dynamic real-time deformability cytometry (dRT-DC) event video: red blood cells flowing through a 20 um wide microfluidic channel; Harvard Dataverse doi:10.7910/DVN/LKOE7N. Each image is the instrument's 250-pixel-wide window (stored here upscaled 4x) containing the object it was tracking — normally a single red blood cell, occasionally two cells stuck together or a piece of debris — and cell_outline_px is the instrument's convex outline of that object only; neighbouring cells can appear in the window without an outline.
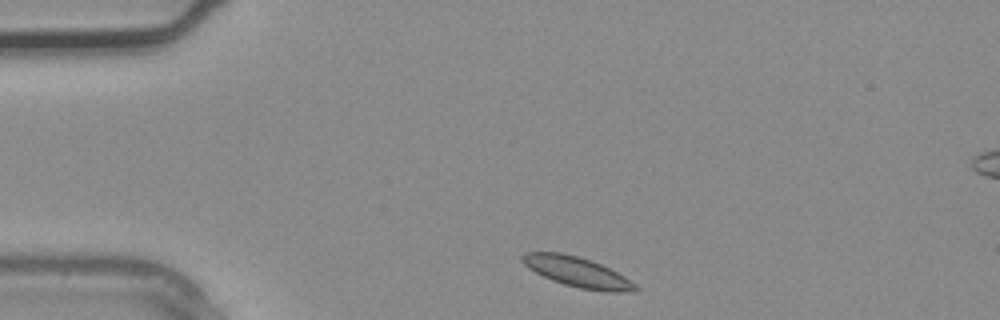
{"species": "common noctule bat (a hibernating species)", "species_latin": "Nyctalus noctula", "temperature_condition": "warm", "stored_images_in_passage": 2, "camera_frame_rate_fps": 3000, "um_per_image_px": 0.085, "animal": {"sex": "male", "body_mass_g": 20.4}, "frame": {"image": 1, "passage_image": 1, "time_ms": 0.0, "image_size_px": [1000, 320], "cell_outline_px": [[640, 288], [636, 292], [604, 292], [580, 288], [564, 284], [552, 280], [528, 268], [520, 260], [520, 256], [524, 252], [560, 252], [592, 260], [624, 276], [636, 284]], "centroid_in_image_um": [49.08, 23.13], "position_along_channel_um": 35.9, "area_um2": 19.88}}